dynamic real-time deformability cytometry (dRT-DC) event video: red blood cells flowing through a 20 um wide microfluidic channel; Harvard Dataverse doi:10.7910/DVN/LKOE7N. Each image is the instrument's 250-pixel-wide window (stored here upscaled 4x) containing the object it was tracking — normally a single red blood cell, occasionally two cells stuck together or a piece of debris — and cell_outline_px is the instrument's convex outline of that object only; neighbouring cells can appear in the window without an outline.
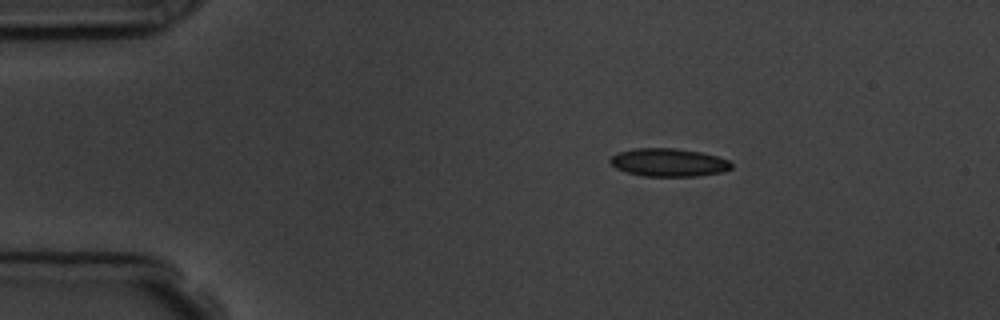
{"species": "common noctule bat (a hibernating species)", "species_latin": "Nyctalus noctula", "temperature_condition": "room temperature", "stored_images_in_passage": 3, "camera_frame_rate_fps": 3000, "um_per_image_px": 0.085, "animal": {"sex": "male", "body_mass_g": 19.5, "forearm_length_mm": 54.6}, "frame": {"image": 1, "passage_image": 1, "time_ms": 0.0, "image_size_px": [1000, 320], "cell_outline_px": [[732, 168], [724, 172], [696, 176], [644, 176], [628, 172], [616, 168], [608, 160], [612, 156], [620, 152], [636, 148], [676, 148], [700, 152], [716, 156], [728, 160], [732, 164]], "centroid_in_image_um": [56.86, 13.81], "position_along_channel_um": 28.1, "area_um2": 19.71}}
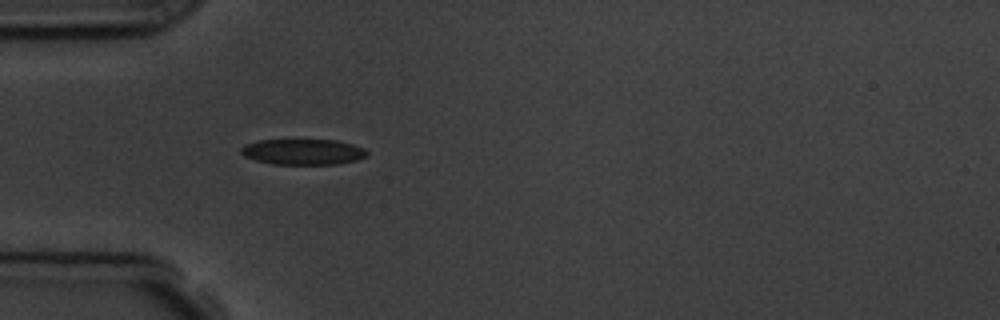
{"frame": {"image": 2, "passage_image": 3, "time_ms": 2.333, "image_size_px": [1000, 320], "cell_outline_px": [[368, 156], [356, 160], [336, 164], [272, 164], [256, 160], [244, 156], [240, 152], [240, 148], [244, 144], [256, 140], [336, 140], [352, 144], [364, 148], [368, 152]], "centroid_in_image_um": [25.74, 12.9], "position_along_channel_um": 59.3, "area_um2": 18.96}}